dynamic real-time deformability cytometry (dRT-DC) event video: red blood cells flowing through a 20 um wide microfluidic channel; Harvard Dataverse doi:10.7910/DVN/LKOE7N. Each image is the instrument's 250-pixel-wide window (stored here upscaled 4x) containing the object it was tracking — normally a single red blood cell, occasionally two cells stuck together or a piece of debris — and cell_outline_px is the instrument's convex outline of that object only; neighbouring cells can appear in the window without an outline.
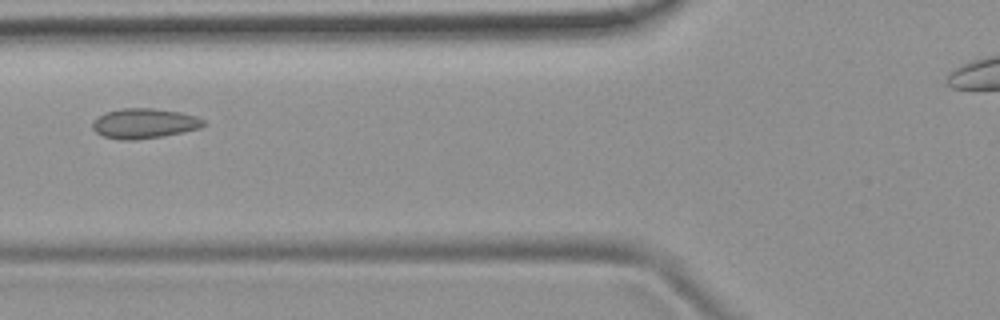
{"species": "common noctule bat (a hibernating species)", "species_latin": "Nyctalus noctula", "temperature_condition": "room temperature", "stored_images_in_passage": 3, "camera_frame_rate_fps": 3000, "um_per_image_px": 0.085, "animal": {"sex": "female", "body_mass_g": 19.9}, "frame": {"image": 1, "passage_image": 3, "time_ms": 2.667, "image_size_px": [1000, 320], "cell_outline_px": [[204, 124], [200, 128], [184, 132], [164, 136], [136, 140], [120, 140], [104, 136], [96, 132], [92, 128], [92, 120], [104, 112], [120, 108], [152, 108], [180, 112], [196, 116], [204, 120]], "centroid_in_image_um": [12.23, 10.49], "position_along_channel_um": 113.6, "area_um2": 19.59}}